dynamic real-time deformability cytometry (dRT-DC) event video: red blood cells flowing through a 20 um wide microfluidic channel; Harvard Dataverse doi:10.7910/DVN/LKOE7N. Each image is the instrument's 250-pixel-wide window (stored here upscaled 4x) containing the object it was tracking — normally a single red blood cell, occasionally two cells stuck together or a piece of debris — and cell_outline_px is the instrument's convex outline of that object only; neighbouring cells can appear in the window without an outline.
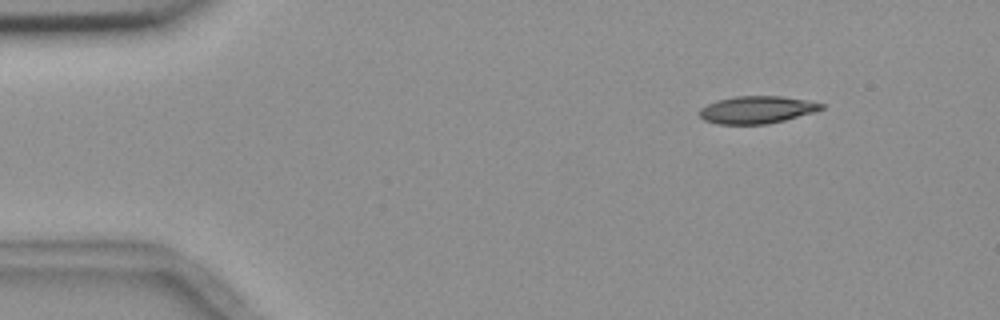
{"species": "common noctule bat (a hibernating species)", "species_latin": "Nyctalus noctula", "temperature_condition": "room temperature", "stored_images_in_passage": 8, "camera_frame_rate_fps": 3000, "um_per_image_px": 0.085, "animal": {"sex": "female", "body_mass_g": 18.4}, "frame": {"image": 1, "passage_image": 2, "time_ms": 1.0, "image_size_px": [1000, 320], "cell_outline_px": [[824, 108], [816, 112], [768, 124], [716, 124], [704, 120], [700, 116], [700, 108], [716, 100], [736, 96], [780, 96], [808, 100], [824, 104]], "centroid_in_image_um": [64.35, 9.33], "position_along_channel_um": 20.7, "area_um2": 19.54}}
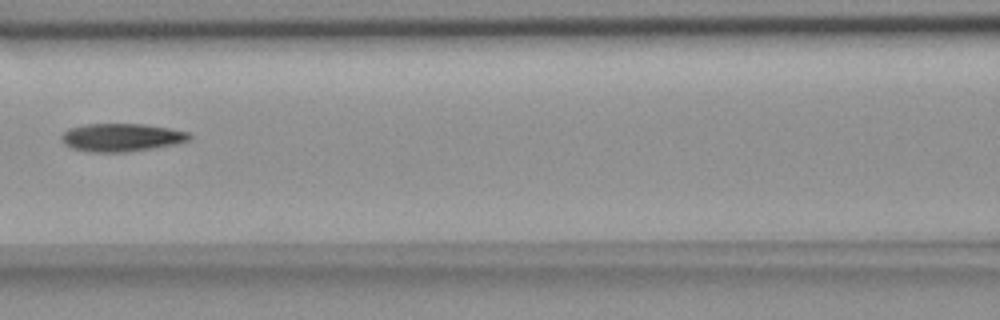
{"frame": {"image": 2, "passage_image": 7, "time_ms": 7.0, "image_size_px": [1000, 320], "cell_outline_px": [[192, 136], [188, 140], [176, 144], [152, 148], [124, 152], [88, 152], [72, 148], [64, 144], [60, 136], [68, 128], [84, 124], [144, 124], [168, 128], [188, 132]], "centroid_in_image_um": [10.29, 11.68], "position_along_channel_um": 156.3, "area_um2": 20.87}}
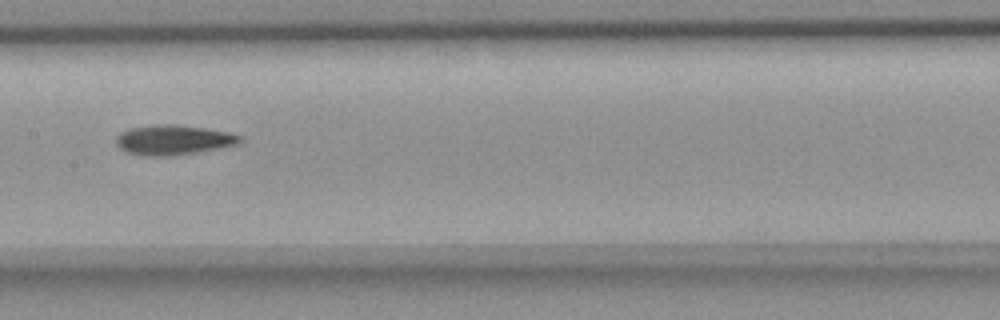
{"frame": {"image": 3, "passage_image": 8, "time_ms": 8.0, "image_size_px": [1000, 320], "cell_outline_px": [[244, 140], [240, 144], [196, 152], [164, 156], [148, 156], [128, 152], [120, 148], [116, 144], [116, 136], [120, 132], [128, 128], [152, 124], [172, 124], [204, 128], [228, 132], [244, 136]], "centroid_in_image_um": [14.75, 11.87], "position_along_channel_um": 192.7, "area_um2": 21.62}}